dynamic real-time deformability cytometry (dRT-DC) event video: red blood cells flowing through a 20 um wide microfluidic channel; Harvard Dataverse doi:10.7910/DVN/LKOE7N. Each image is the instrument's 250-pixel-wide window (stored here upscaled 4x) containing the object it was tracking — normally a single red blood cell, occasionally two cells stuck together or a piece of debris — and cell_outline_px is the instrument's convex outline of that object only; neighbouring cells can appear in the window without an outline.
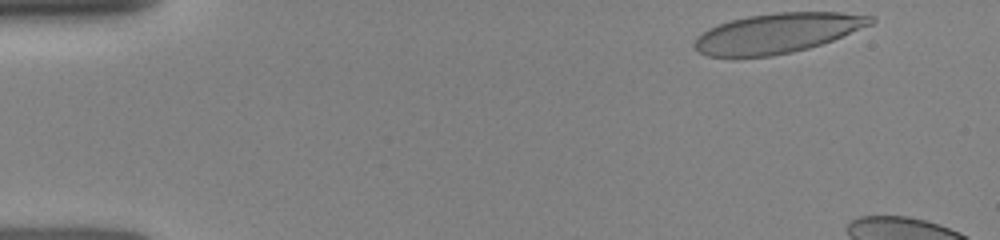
{"species": "human", "species_latin": "Homo sapiens", "temperature_condition": "room temperature", "stored_images_in_passage": 6, "camera_frame_rate_fps": 3000, "um_per_image_px": 0.085, "donor": {"sex": "female"}, "frame": {"image": 1, "passage_image": 1, "time_ms": 0.0, "image_size_px": [1000, 240], "cell_outline_px": [[876, 20], [872, 24], [832, 40], [808, 48], [792, 52], [772, 56], [732, 60], [708, 56], [700, 52], [696, 48], [696, 36], [708, 28], [732, 20], [748, 16], [776, 12], [840, 12], [872, 16]], "centroid_in_image_um": [66.02, 2.85], "position_along_channel_um": 19.0, "area_um2": 41.33}}